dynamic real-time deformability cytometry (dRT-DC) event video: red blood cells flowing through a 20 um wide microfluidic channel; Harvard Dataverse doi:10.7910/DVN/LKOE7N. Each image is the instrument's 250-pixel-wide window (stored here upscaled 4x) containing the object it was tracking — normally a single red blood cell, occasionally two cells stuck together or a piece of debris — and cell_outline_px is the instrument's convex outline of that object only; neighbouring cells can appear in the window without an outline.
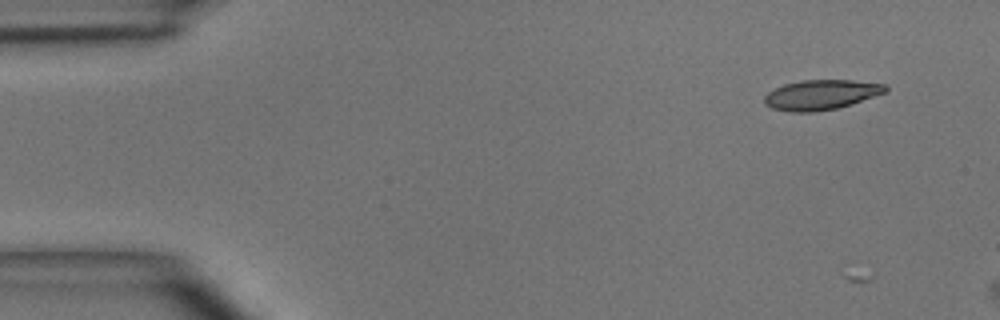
{"species": "common noctule bat (a hibernating species)", "species_latin": "Nyctalus noctula", "temperature_condition": "room temperature", "stored_images_in_passage": 2, "camera_frame_rate_fps": 3000, "um_per_image_px": 0.085, "animal": {"sex": "male", "body_mass_g": 15.6}, "frame": {"image": 1, "passage_image": 1, "time_ms": 0.0, "image_size_px": [1000, 320], "cell_outline_px": [[888, 92], [852, 104], [836, 108], [816, 112], [788, 112], [772, 108], [764, 104], [764, 96], [768, 92], [784, 84], [800, 80], [852, 80], [888, 84]], "centroid_in_image_um": [69.82, 8.05], "position_along_channel_um": 15.2, "area_um2": 21.39}}